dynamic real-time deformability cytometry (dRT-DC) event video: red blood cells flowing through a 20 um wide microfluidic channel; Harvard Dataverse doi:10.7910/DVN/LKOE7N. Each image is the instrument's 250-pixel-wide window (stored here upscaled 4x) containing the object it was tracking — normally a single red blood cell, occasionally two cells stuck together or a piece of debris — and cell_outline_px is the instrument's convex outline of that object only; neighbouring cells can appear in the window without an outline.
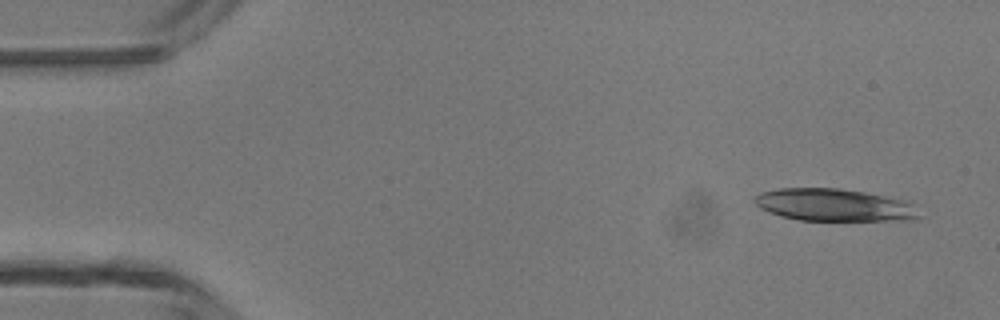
{"species": "common noctule bat (a hibernating species)", "species_latin": "Nyctalus noctula", "temperature_condition": "room temperature", "stored_images_in_passage": 5, "segment_of_instrument_passage": [1, 2], "camera_frame_rate_fps": 3000, "um_per_image_px": 0.085, "animal": {"sex": "male", "body_mass_g": 13.3}, "frame": {"image": 1, "passage_image": 1, "time_ms": 0.0, "image_size_px": [1000, 320], "cell_outline_px": [[924, 216], [920, 220], [800, 220], [780, 216], [768, 212], [760, 208], [752, 200], [752, 196], [760, 192], [780, 188], [836, 188], [864, 192], [904, 200], [912, 204]], "centroid_in_image_um": [70.91, 17.43], "position_along_channel_um": 14.1, "area_um2": 31.33}}